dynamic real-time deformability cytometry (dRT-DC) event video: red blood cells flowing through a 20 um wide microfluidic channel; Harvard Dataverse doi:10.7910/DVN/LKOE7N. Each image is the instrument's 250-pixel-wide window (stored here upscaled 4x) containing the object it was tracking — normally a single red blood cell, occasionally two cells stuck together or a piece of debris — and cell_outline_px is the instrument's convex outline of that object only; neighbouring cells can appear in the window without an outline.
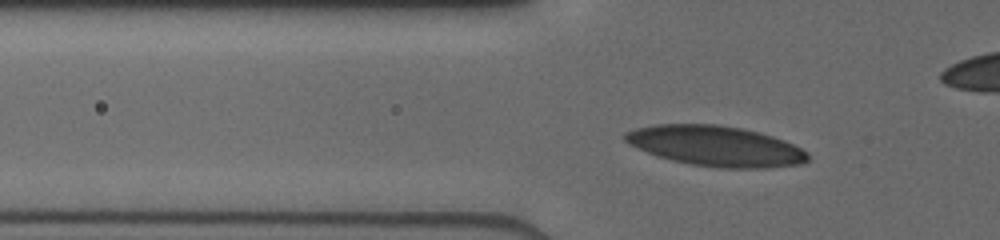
{"species": "human", "species_latin": "Homo sapiens", "temperature_condition": "cold", "stored_images_in_passage": 53, "camera_frame_rate_fps": 3000, "um_per_image_px": 0.085, "donor": {"sex": "male"}, "frame": {"image": 1, "passage_image": 15, "time_ms": 3.333, "image_size_px": [1000, 240], "cell_outline_px": [[808, 160], [800, 164], [768, 168], [720, 168], [688, 164], [656, 156], [628, 144], [624, 140], [624, 132], [636, 128], [656, 124], [716, 124], [740, 128], [772, 136], [784, 140], [808, 152]], "centroid_in_image_um": [60.8, 12.42], "position_along_channel_um": 65.0, "area_um2": 42.95}}
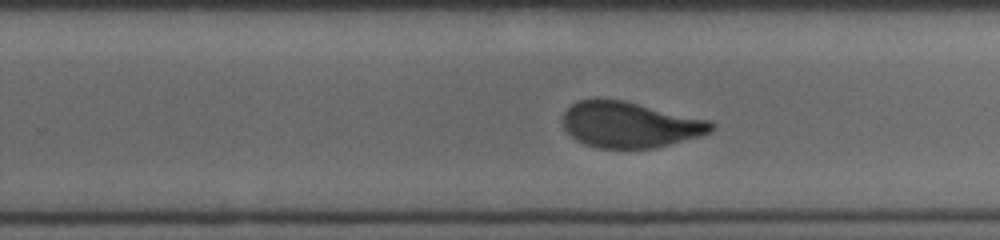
{"frame": {"image": 2, "passage_image": 34, "time_ms": 8.667, "image_size_px": [1000, 240], "cell_outline_px": [[716, 128], [700, 136], [656, 148], [596, 148], [584, 144], [576, 140], [564, 128], [564, 112], [572, 104], [580, 100], [592, 96], [596, 96], [624, 100], [712, 120], [716, 124]], "centroid_in_image_um": [53.55, 10.57], "position_along_channel_um": 276.2, "area_um2": 40.34}}
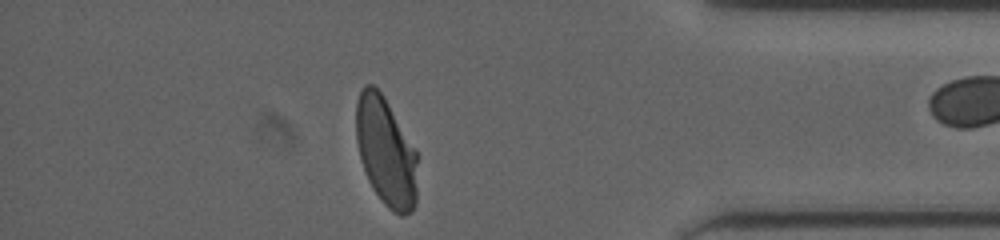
{"frame": {"image": 3, "passage_image": 47, "time_ms": 12.333, "image_size_px": [1000, 240], "cell_outline_px": [[416, 204], [412, 212], [404, 216], [400, 216], [392, 212], [384, 204], [372, 188], [368, 180], [360, 156], [356, 140], [356, 104], [360, 92], [364, 84], [372, 84], [384, 96], [416, 148]], "centroid_in_image_um": [32.81, 12.91], "position_along_channel_um": 402.4, "area_um2": 39.07}}